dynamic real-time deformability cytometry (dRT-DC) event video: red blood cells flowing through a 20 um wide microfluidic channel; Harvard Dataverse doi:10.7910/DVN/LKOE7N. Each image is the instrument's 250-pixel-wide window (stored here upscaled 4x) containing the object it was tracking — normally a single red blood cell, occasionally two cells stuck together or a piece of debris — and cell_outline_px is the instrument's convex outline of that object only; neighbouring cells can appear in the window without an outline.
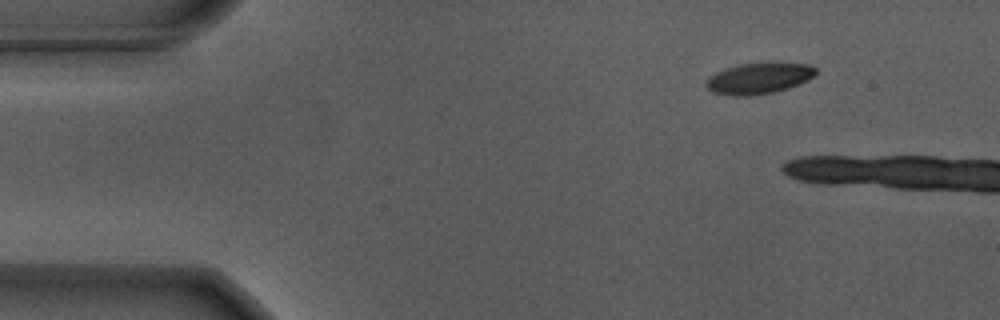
{"species": "Egyptian fruit bat (a non-hibernating species)", "species_latin": "Rousettus aegyptiacus", "temperature_condition": "warm", "stored_images_in_passage": 4, "camera_frame_rate_fps": 3000, "um_per_image_px": 0.085, "animal": {"sex": "male"}, "frame": {"image": 1, "passage_image": 1, "time_ms": 0.0, "image_size_px": [1000, 320], "cell_outline_px": [[816, 76], [808, 80], [788, 88], [776, 92], [748, 96], [732, 96], [712, 92], [704, 84], [708, 76], [716, 72], [740, 64], [768, 60], [772, 60], [812, 64], [816, 68]], "centroid_in_image_um": [64.56, 6.61], "position_along_channel_um": 20.4, "area_um2": 20.75}}